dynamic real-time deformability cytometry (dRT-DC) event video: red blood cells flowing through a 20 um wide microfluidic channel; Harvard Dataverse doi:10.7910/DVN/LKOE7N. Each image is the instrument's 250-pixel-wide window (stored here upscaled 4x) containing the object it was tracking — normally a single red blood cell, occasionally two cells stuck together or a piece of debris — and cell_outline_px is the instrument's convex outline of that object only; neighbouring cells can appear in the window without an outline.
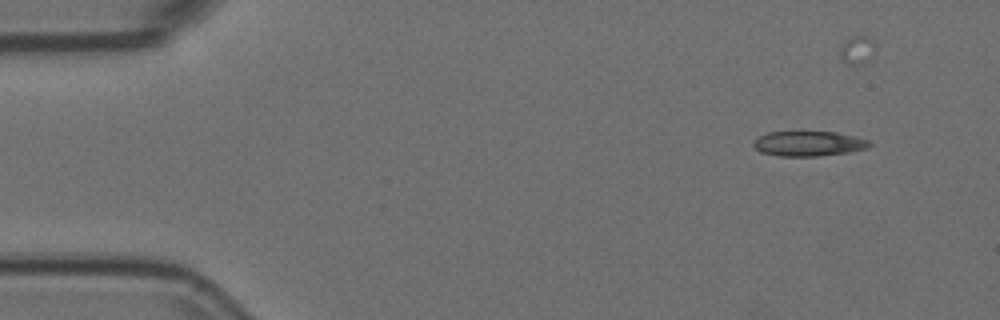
{"species": "Egyptian fruit bat (a non-hibernating species)", "species_latin": "Rousettus aegyptiacus", "temperature_condition": "room temperature", "stored_images_in_passage": 4, "camera_frame_rate_fps": 3000, "um_per_image_px": 0.085, "animal": {"sex": "female"}, "frame": {"image": 1, "passage_image": 1, "time_ms": 0.0, "image_size_px": [1000, 320], "cell_outline_px": [[872, 144], [868, 148], [848, 152], [816, 156], [780, 156], [760, 152], [752, 144], [752, 140], [768, 132], [836, 132], [868, 140]], "centroid_in_image_um": [68.7, 12.21], "position_along_channel_um": 16.3, "area_um2": 16.76}}
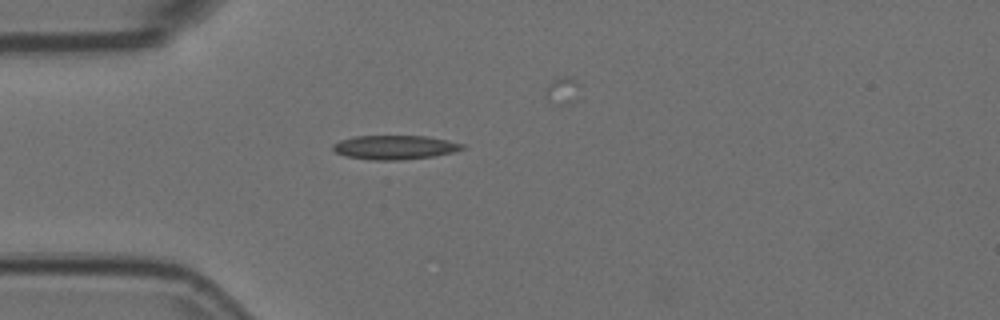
{"frame": {"image": 2, "passage_image": 4, "time_ms": 1.0, "image_size_px": [1000, 320], "cell_outline_px": [[464, 148], [452, 152], [432, 156], [400, 160], [372, 160], [344, 156], [336, 152], [332, 148], [332, 144], [340, 140], [352, 136], [428, 136], [448, 140], [464, 144]], "centroid_in_image_um": [33.51, 12.52], "position_along_channel_um": 51.5, "area_um2": 18.15}}